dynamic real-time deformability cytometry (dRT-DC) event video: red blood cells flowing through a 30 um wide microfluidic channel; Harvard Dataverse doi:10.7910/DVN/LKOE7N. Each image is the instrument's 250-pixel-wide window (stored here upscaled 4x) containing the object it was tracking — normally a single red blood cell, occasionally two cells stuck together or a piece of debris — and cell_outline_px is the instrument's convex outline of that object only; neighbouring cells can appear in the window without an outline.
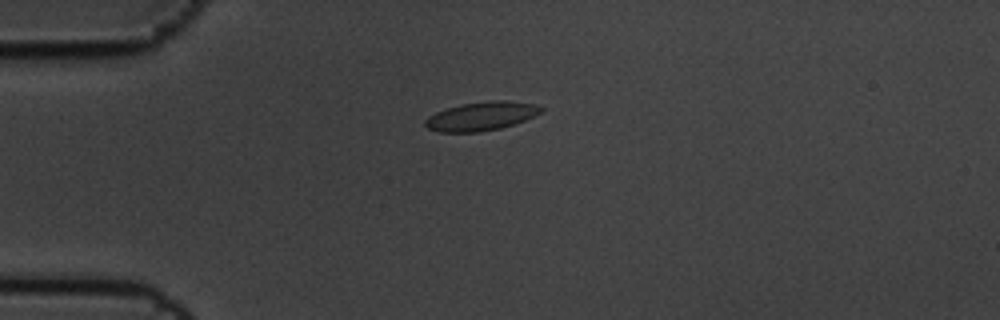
{"species": "common noctule bat (a hibernating species)", "species_latin": "Nyctalus noctula", "temperature_condition": "cold", "stored_images_in_passage": 5, "camera_frame_rate_fps": 3000, "um_per_image_px": 0.085, "animal": {"sex": "male", "body_mass_g": 19.5, "forearm_length_mm": 54.6}, "frame": {"image": 1, "passage_image": 5, "time_ms": 1.333, "image_size_px": [1000, 320], "cell_outline_px": [[544, 108], [540, 112], [524, 120], [500, 128], [476, 132], [440, 132], [428, 128], [424, 124], [424, 120], [428, 116], [436, 112], [460, 104], [488, 100], [504, 100], [536, 104]], "centroid_in_image_um": [40.88, 9.86], "position_along_channel_um": 44.1, "area_um2": 19.25}}